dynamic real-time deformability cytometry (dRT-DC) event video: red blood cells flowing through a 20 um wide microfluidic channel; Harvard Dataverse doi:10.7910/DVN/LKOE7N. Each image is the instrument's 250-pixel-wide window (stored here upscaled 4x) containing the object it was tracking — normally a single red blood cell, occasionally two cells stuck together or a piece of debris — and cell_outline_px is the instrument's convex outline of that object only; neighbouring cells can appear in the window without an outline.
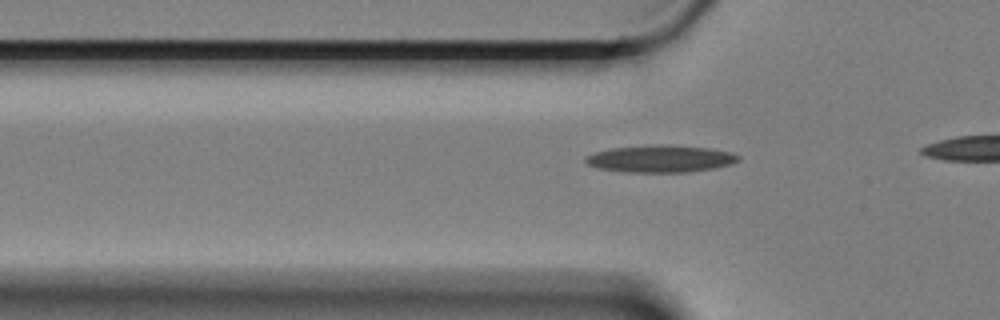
{"species": "Egyptian fruit bat (a non-hibernating species)", "species_latin": "Rousettus aegyptiacus", "temperature_condition": "cold", "stored_images_in_passage": 13, "camera_frame_rate_fps": 3000, "um_per_image_px": 0.085, "animal": {"sex": "female"}, "frame": {"image": 1, "passage_image": 6, "time_ms": 1.667, "image_size_px": [1000, 320], "cell_outline_px": [[740, 160], [732, 164], [716, 168], [688, 172], [624, 172], [596, 168], [588, 164], [584, 160], [584, 156], [596, 152], [612, 148], [656, 144], [660, 144], [708, 148], [732, 152], [740, 156]], "centroid_in_image_um": [56.15, 13.5], "position_along_channel_um": 69.7, "area_um2": 24.33}}
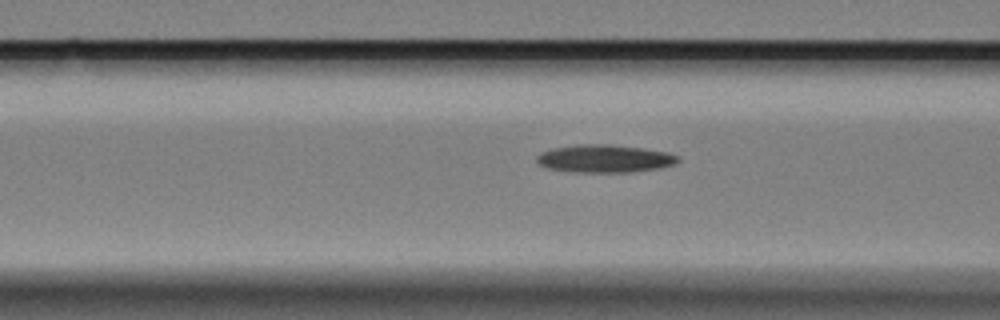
{"frame": {"image": 2, "passage_image": 10, "time_ms": 3.0, "image_size_px": [1000, 320], "cell_outline_px": [[680, 160], [676, 164], [660, 168], [632, 172], [572, 172], [548, 168], [540, 164], [536, 160], [536, 156], [540, 152], [556, 148], [580, 144], [608, 144], [644, 148], [668, 152], [680, 156]], "centroid_in_image_um": [51.45, 13.48], "position_along_channel_um": 115.2, "area_um2": 23.0}}